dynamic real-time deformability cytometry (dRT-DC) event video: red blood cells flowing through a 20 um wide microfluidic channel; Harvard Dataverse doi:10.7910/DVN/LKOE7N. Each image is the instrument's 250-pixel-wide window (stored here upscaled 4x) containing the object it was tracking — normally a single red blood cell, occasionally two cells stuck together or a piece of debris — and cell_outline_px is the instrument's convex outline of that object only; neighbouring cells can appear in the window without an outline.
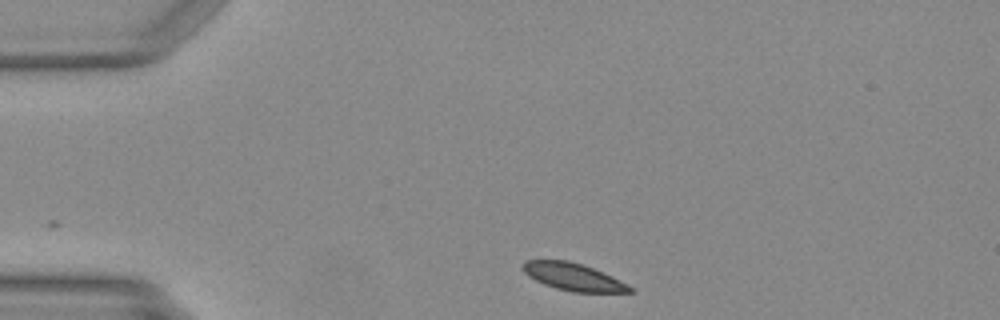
{"species": "Egyptian fruit bat (a non-hibernating species)", "species_latin": "Rousettus aegyptiacus", "temperature_condition": "warm", "stored_images_in_passage": 40, "camera_frame_rate_fps": 3000, "um_per_image_px": 0.085, "animal": {"sex": "female"}, "frame": {"image": 1, "passage_image": 1, "time_ms": 0.0, "image_size_px": [1000, 320], "cell_outline_px": [[636, 292], [572, 292], [556, 288], [544, 284], [528, 276], [520, 268], [520, 264], [524, 260], [568, 260], [584, 264], [628, 284]], "centroid_in_image_um": [48.68, 23.52], "position_along_channel_um": 36.3, "area_um2": 17.17}}
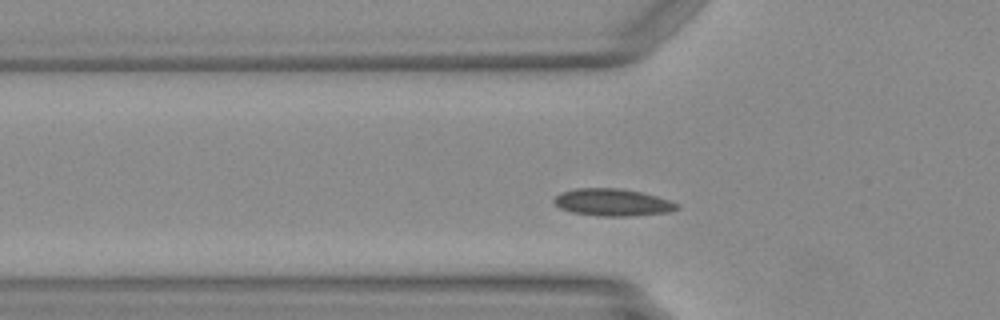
{"frame": {"image": 2, "passage_image": 7, "time_ms": 2.0, "image_size_px": [1000, 320], "cell_outline_px": [[680, 208], [668, 212], [628, 216], [600, 216], [572, 212], [560, 208], [552, 200], [560, 192], [576, 188], [620, 188], [640, 192], [656, 196], [680, 204]], "centroid_in_image_um": [52.06, 17.19], "position_along_channel_um": 73.7, "area_um2": 19.42}}
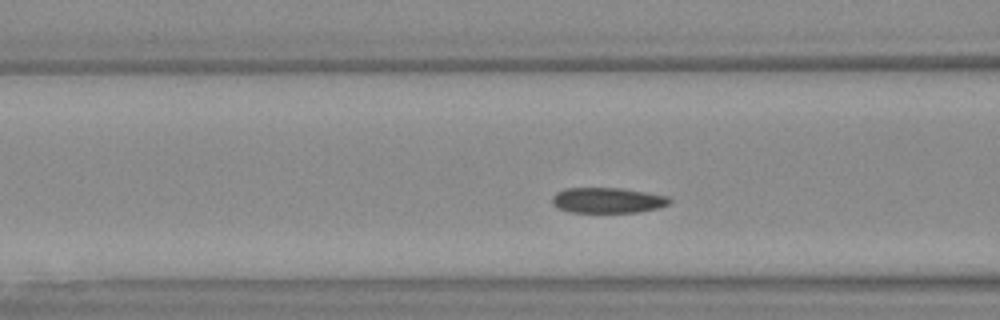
{"frame": {"image": 3, "passage_image": 10, "time_ms": 3.0, "image_size_px": [1000, 320], "cell_outline_px": [[672, 200], [668, 204], [660, 208], [636, 212], [568, 212], [552, 204], [552, 196], [556, 192], [564, 188], [620, 188], [668, 196]], "centroid_in_image_um": [51.63, 17.02], "position_along_channel_um": 115.0, "area_um2": 17.4}}